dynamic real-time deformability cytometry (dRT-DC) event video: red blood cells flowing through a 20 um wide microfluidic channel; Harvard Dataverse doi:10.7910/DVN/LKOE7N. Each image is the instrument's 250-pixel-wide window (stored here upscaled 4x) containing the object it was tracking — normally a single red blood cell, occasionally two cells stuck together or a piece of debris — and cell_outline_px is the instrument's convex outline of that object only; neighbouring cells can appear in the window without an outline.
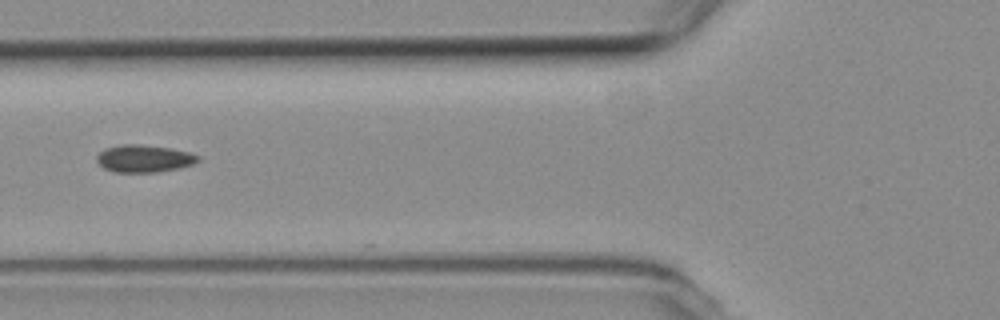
{"species": "common noctule bat (a hibernating species)", "species_latin": "Nyctalus noctula", "temperature_condition": "room temperature", "stored_images_in_passage": 8, "camera_frame_rate_fps": 3000, "um_per_image_px": 0.085, "animal": {"sex": "female", "body_mass_g": 19.3, "forearm_length_mm": 54.1}, "frame": {"image": 1, "passage_image": 6, "time_ms": 1.667, "image_size_px": [1000, 320], "cell_outline_px": [[200, 160], [192, 164], [180, 168], [156, 172], [116, 172], [104, 168], [96, 160], [96, 156], [104, 148], [120, 144], [140, 144], [168, 148], [188, 152], [200, 156]], "centroid_in_image_um": [12.23, 13.47], "position_along_channel_um": 113.6, "area_um2": 16.13}}